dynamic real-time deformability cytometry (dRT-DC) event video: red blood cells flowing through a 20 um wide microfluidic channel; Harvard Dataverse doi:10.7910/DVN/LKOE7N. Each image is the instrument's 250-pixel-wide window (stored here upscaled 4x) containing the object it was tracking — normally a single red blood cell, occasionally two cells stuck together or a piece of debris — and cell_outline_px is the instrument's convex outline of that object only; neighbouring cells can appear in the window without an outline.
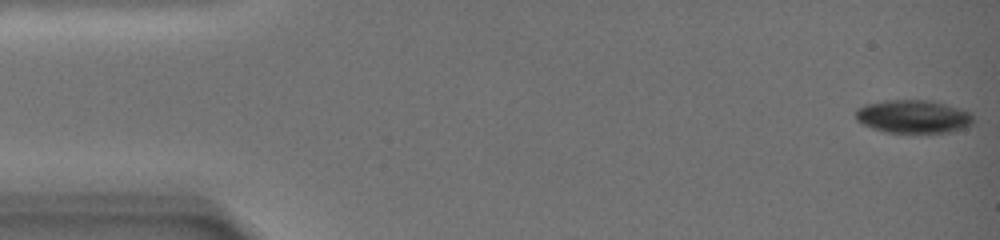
{"species": "common noctule bat (a hibernating species)", "species_latin": "Nyctalus noctula", "temperature_condition": "warm", "stored_images_in_passage": 37, "camera_frame_rate_fps": 3000, "um_per_image_px": 0.085, "animal": {"sex": "female", "body_mass_g": 19.0, "forearm_length_mm": 51.5}, "frame": {"image": 1, "passage_image": 1, "time_ms": 0.0, "image_size_px": [1000, 240], "cell_outline_px": [[972, 124], [964, 128], [952, 132], [884, 132], [872, 128], [856, 120], [856, 108], [864, 104], [884, 100], [932, 100], [972, 112]], "centroid_in_image_um": [77.62, 9.89], "position_along_channel_um": 7.4, "area_um2": 22.83}}
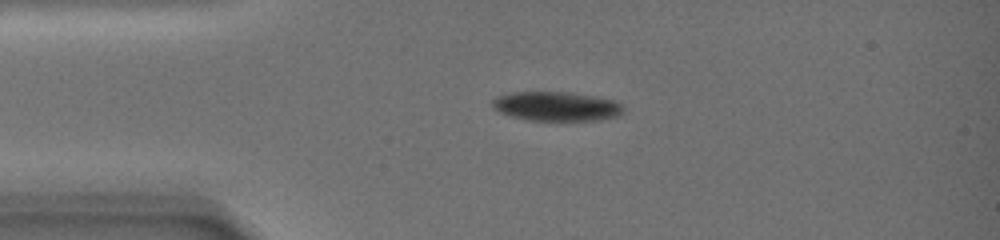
{"frame": {"image": 2, "passage_image": 27, "time_ms": 4.667, "image_size_px": [1000, 240], "cell_outline_px": [[624, 112], [620, 116], [600, 120], [528, 120], [512, 116], [500, 112], [492, 108], [492, 100], [496, 96], [508, 92], [572, 92], [596, 96], [616, 100], [624, 104]], "centroid_in_image_um": [47.35, 9.02], "position_along_channel_um": 37.7, "area_um2": 22.77}}